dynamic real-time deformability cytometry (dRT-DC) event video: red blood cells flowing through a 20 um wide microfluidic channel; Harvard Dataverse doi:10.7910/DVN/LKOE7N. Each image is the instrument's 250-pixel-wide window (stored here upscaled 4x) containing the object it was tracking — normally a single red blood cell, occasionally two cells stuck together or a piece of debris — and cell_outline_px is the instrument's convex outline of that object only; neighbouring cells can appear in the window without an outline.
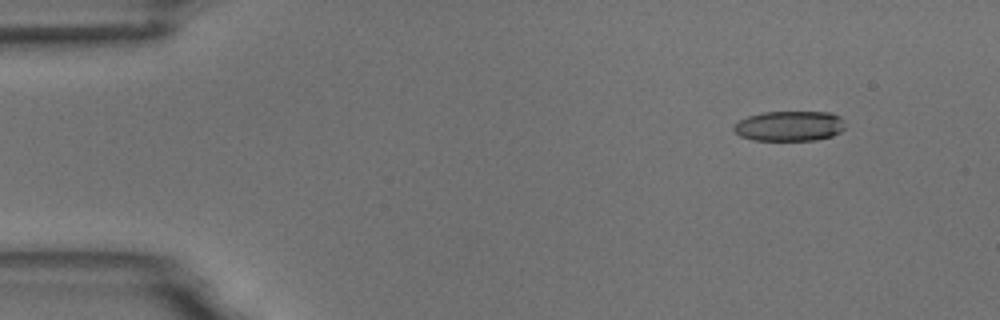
{"species": "common noctule bat (a hibernating species)", "species_latin": "Nyctalus noctula", "temperature_condition": "room temperature", "stored_images_in_passage": 6, "camera_frame_rate_fps": 3000, "um_per_image_px": 0.085, "animal": {"sex": "male", "body_mass_g": 18.8}, "frame": {"image": 1, "passage_image": 2, "time_ms": 1.333, "image_size_px": [1000, 320], "cell_outline_px": [[844, 128], [840, 132], [832, 136], [816, 140], [752, 140], [740, 136], [732, 128], [732, 124], [748, 116], [764, 112], [832, 112], [840, 116], [844, 120]], "centroid_in_image_um": [67.11, 10.71], "position_along_channel_um": 17.9, "area_um2": 19.71}}
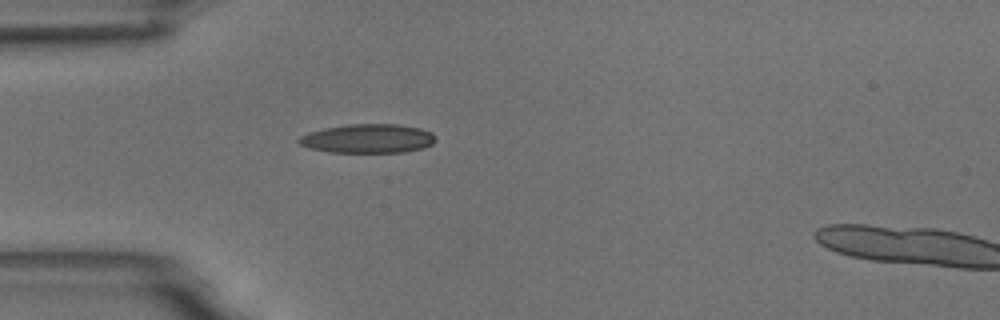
{"frame": {"image": 2, "passage_image": 5, "time_ms": 4.667, "image_size_px": [1000, 320], "cell_outline_px": [[436, 140], [432, 144], [424, 148], [404, 152], [332, 152], [308, 148], [300, 144], [296, 140], [300, 136], [308, 132], [324, 128], [348, 124], [396, 124], [420, 128], [432, 132], [436, 136]], "centroid_in_image_um": [31.28, 11.77], "position_along_channel_um": 53.7, "area_um2": 23.24}}